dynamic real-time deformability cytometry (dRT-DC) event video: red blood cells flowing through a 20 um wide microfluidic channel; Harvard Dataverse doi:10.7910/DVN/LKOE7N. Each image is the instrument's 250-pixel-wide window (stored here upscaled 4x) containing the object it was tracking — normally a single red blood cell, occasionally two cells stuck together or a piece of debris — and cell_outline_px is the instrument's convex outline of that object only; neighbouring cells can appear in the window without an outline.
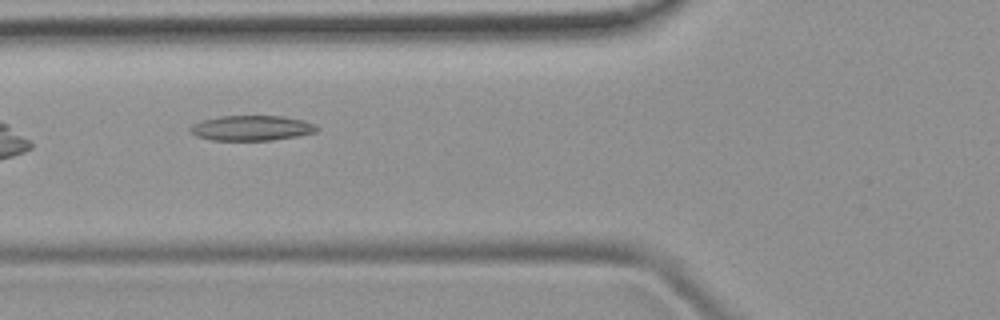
{"species": "common noctule bat (a hibernating species)", "species_latin": "Nyctalus noctula", "temperature_condition": "room temperature", "stored_images_in_passage": 4, "camera_frame_rate_fps": 3000, "um_per_image_px": 0.085, "animal": {"sex": "female", "body_mass_g": 19.9}, "frame": {"image": 1, "passage_image": 2, "time_ms": 1.0, "image_size_px": [1000, 320], "cell_outline_px": [[320, 128], [316, 132], [300, 136], [272, 140], [212, 140], [196, 136], [188, 128], [192, 124], [204, 120], [220, 116], [284, 116], [304, 120], [316, 124]], "centroid_in_image_um": [21.44, 10.88], "position_along_channel_um": 104.4, "area_um2": 18.67}}
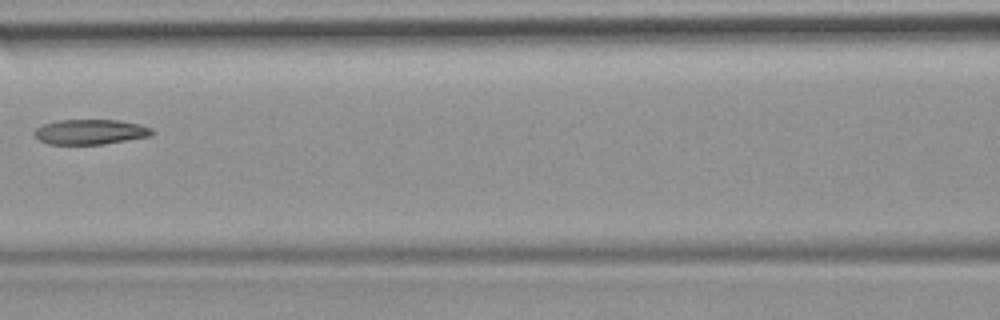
{"frame": {"image": 2, "passage_image": 3, "time_ms": 2.333, "image_size_px": [1000, 320], "cell_outline_px": [[156, 132], [152, 136], [104, 144], [48, 144], [40, 140], [32, 132], [36, 128], [44, 124], [56, 120], [120, 120], [140, 124], [152, 128]], "centroid_in_image_um": [7.72, 11.2], "position_along_channel_um": 158.9, "area_um2": 17.34}}
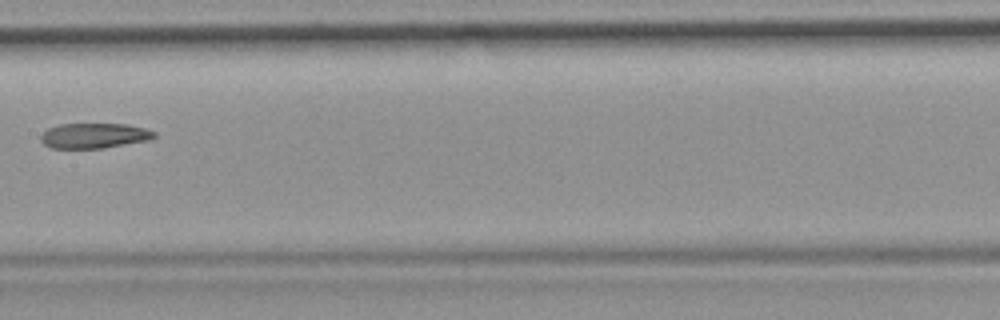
{"frame": {"image": 3, "passage_image": 4, "time_ms": 3.333, "image_size_px": [1000, 320], "cell_outline_px": [[156, 136], [148, 140], [104, 148], [52, 148], [44, 144], [40, 140], [40, 136], [48, 128], [60, 124], [124, 124], [144, 128], [156, 132]], "centroid_in_image_um": [7.99, 11.53], "position_along_channel_um": 199.4, "area_um2": 16.53}}